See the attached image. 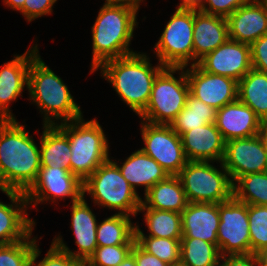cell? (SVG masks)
Here are the masks:
<instances>
[{"label":"cell","instance_id":"obj_1","mask_svg":"<svg viewBox=\"0 0 267 266\" xmlns=\"http://www.w3.org/2000/svg\"><path fill=\"white\" fill-rule=\"evenodd\" d=\"M104 2L91 27L90 74L107 60L138 52L129 47L139 25L137 17L144 0Z\"/></svg>","mask_w":267,"mask_h":266},{"label":"cell","instance_id":"obj_2","mask_svg":"<svg viewBox=\"0 0 267 266\" xmlns=\"http://www.w3.org/2000/svg\"><path fill=\"white\" fill-rule=\"evenodd\" d=\"M17 119L0 120V189L25 193L41 168L40 139ZM38 144V145H37Z\"/></svg>","mask_w":267,"mask_h":266},{"label":"cell","instance_id":"obj_3","mask_svg":"<svg viewBox=\"0 0 267 266\" xmlns=\"http://www.w3.org/2000/svg\"><path fill=\"white\" fill-rule=\"evenodd\" d=\"M147 52H136L103 62L93 73L112 87L120 100L139 116L146 108L156 76L165 68L159 61L154 66ZM153 65V66H152Z\"/></svg>","mask_w":267,"mask_h":266},{"label":"cell","instance_id":"obj_4","mask_svg":"<svg viewBox=\"0 0 267 266\" xmlns=\"http://www.w3.org/2000/svg\"><path fill=\"white\" fill-rule=\"evenodd\" d=\"M66 84L45 63L40 53L31 61L27 99L43 116L42 125H57L84 116Z\"/></svg>","mask_w":267,"mask_h":266},{"label":"cell","instance_id":"obj_5","mask_svg":"<svg viewBox=\"0 0 267 266\" xmlns=\"http://www.w3.org/2000/svg\"><path fill=\"white\" fill-rule=\"evenodd\" d=\"M70 144V172L84 182L110 156V143L97 118L84 116L56 125Z\"/></svg>","mask_w":267,"mask_h":266},{"label":"cell","instance_id":"obj_6","mask_svg":"<svg viewBox=\"0 0 267 266\" xmlns=\"http://www.w3.org/2000/svg\"><path fill=\"white\" fill-rule=\"evenodd\" d=\"M86 194L98 208L135 218L142 203L140 193L135 192L111 158L83 182V197Z\"/></svg>","mask_w":267,"mask_h":266},{"label":"cell","instance_id":"obj_7","mask_svg":"<svg viewBox=\"0 0 267 266\" xmlns=\"http://www.w3.org/2000/svg\"><path fill=\"white\" fill-rule=\"evenodd\" d=\"M188 94L186 67H165L156 76L149 102L138 117L151 124L170 125L185 107Z\"/></svg>","mask_w":267,"mask_h":266},{"label":"cell","instance_id":"obj_8","mask_svg":"<svg viewBox=\"0 0 267 266\" xmlns=\"http://www.w3.org/2000/svg\"><path fill=\"white\" fill-rule=\"evenodd\" d=\"M214 163L188 161L177 175L188 203L219 204L233 196V183L228 171L222 162L217 166Z\"/></svg>","mask_w":267,"mask_h":266},{"label":"cell","instance_id":"obj_9","mask_svg":"<svg viewBox=\"0 0 267 266\" xmlns=\"http://www.w3.org/2000/svg\"><path fill=\"white\" fill-rule=\"evenodd\" d=\"M194 9L176 8L153 46L155 59L165 67L193 65Z\"/></svg>","mask_w":267,"mask_h":266},{"label":"cell","instance_id":"obj_10","mask_svg":"<svg viewBox=\"0 0 267 266\" xmlns=\"http://www.w3.org/2000/svg\"><path fill=\"white\" fill-rule=\"evenodd\" d=\"M24 195L29 209L33 210L39 204L58 205L59 201L68 198L75 203L83 197V182L68 168L41 167L35 182Z\"/></svg>","mask_w":267,"mask_h":266},{"label":"cell","instance_id":"obj_11","mask_svg":"<svg viewBox=\"0 0 267 266\" xmlns=\"http://www.w3.org/2000/svg\"><path fill=\"white\" fill-rule=\"evenodd\" d=\"M140 122L144 146L140 149L156 160L169 176H177L188 162L181 136L170 125Z\"/></svg>","mask_w":267,"mask_h":266},{"label":"cell","instance_id":"obj_12","mask_svg":"<svg viewBox=\"0 0 267 266\" xmlns=\"http://www.w3.org/2000/svg\"><path fill=\"white\" fill-rule=\"evenodd\" d=\"M219 215L217 236L221 256L250 254L248 205L232 196L219 203Z\"/></svg>","mask_w":267,"mask_h":266},{"label":"cell","instance_id":"obj_13","mask_svg":"<svg viewBox=\"0 0 267 266\" xmlns=\"http://www.w3.org/2000/svg\"><path fill=\"white\" fill-rule=\"evenodd\" d=\"M33 42L23 54H14L13 59L0 67V120L17 119L10 105L28 90L30 63L39 54V45Z\"/></svg>","mask_w":267,"mask_h":266},{"label":"cell","instance_id":"obj_14","mask_svg":"<svg viewBox=\"0 0 267 266\" xmlns=\"http://www.w3.org/2000/svg\"><path fill=\"white\" fill-rule=\"evenodd\" d=\"M87 199L82 197L79 201L71 203V223L74 240L77 249H71L63 240L61 232L55 235L52 242L59 248L69 253L74 258L86 262L89 257L94 253L97 245L96 232L99 219L93 212L91 206L87 203Z\"/></svg>","mask_w":267,"mask_h":266},{"label":"cell","instance_id":"obj_15","mask_svg":"<svg viewBox=\"0 0 267 266\" xmlns=\"http://www.w3.org/2000/svg\"><path fill=\"white\" fill-rule=\"evenodd\" d=\"M232 183L239 177L267 172V151L258 135L226 141L222 160Z\"/></svg>","mask_w":267,"mask_h":266},{"label":"cell","instance_id":"obj_16","mask_svg":"<svg viewBox=\"0 0 267 266\" xmlns=\"http://www.w3.org/2000/svg\"><path fill=\"white\" fill-rule=\"evenodd\" d=\"M189 93L216 110L238 99V82L204 71L198 64L186 66Z\"/></svg>","mask_w":267,"mask_h":266},{"label":"cell","instance_id":"obj_17","mask_svg":"<svg viewBox=\"0 0 267 266\" xmlns=\"http://www.w3.org/2000/svg\"><path fill=\"white\" fill-rule=\"evenodd\" d=\"M198 65L208 73L239 82L252 69L250 45L228 39L202 58Z\"/></svg>","mask_w":267,"mask_h":266},{"label":"cell","instance_id":"obj_18","mask_svg":"<svg viewBox=\"0 0 267 266\" xmlns=\"http://www.w3.org/2000/svg\"><path fill=\"white\" fill-rule=\"evenodd\" d=\"M1 191L10 203L0 200V244H12L26 239L34 232L37 223L29 216L24 193L0 189Z\"/></svg>","mask_w":267,"mask_h":266},{"label":"cell","instance_id":"obj_19","mask_svg":"<svg viewBox=\"0 0 267 266\" xmlns=\"http://www.w3.org/2000/svg\"><path fill=\"white\" fill-rule=\"evenodd\" d=\"M226 19L229 39L251 45L267 34V2L247 1Z\"/></svg>","mask_w":267,"mask_h":266},{"label":"cell","instance_id":"obj_20","mask_svg":"<svg viewBox=\"0 0 267 266\" xmlns=\"http://www.w3.org/2000/svg\"><path fill=\"white\" fill-rule=\"evenodd\" d=\"M181 139L188 161L222 162L226 141L215 123L189 130Z\"/></svg>","mask_w":267,"mask_h":266},{"label":"cell","instance_id":"obj_21","mask_svg":"<svg viewBox=\"0 0 267 266\" xmlns=\"http://www.w3.org/2000/svg\"><path fill=\"white\" fill-rule=\"evenodd\" d=\"M261 120L239 99L217 109L215 125L225 141L258 135Z\"/></svg>","mask_w":267,"mask_h":266},{"label":"cell","instance_id":"obj_22","mask_svg":"<svg viewBox=\"0 0 267 266\" xmlns=\"http://www.w3.org/2000/svg\"><path fill=\"white\" fill-rule=\"evenodd\" d=\"M181 216L182 238H199L218 246L219 204L188 203Z\"/></svg>","mask_w":267,"mask_h":266},{"label":"cell","instance_id":"obj_23","mask_svg":"<svg viewBox=\"0 0 267 266\" xmlns=\"http://www.w3.org/2000/svg\"><path fill=\"white\" fill-rule=\"evenodd\" d=\"M228 39V22L225 17L194 9L193 65Z\"/></svg>","mask_w":267,"mask_h":266},{"label":"cell","instance_id":"obj_24","mask_svg":"<svg viewBox=\"0 0 267 266\" xmlns=\"http://www.w3.org/2000/svg\"><path fill=\"white\" fill-rule=\"evenodd\" d=\"M110 158L136 193H138L137 188L142 187L145 195L156 183L169 176L156 160L145 154L140 148L132 152L123 162L120 159L117 162L114 157Z\"/></svg>","mask_w":267,"mask_h":266},{"label":"cell","instance_id":"obj_25","mask_svg":"<svg viewBox=\"0 0 267 266\" xmlns=\"http://www.w3.org/2000/svg\"><path fill=\"white\" fill-rule=\"evenodd\" d=\"M188 204L178 176H168L156 183L142 197L140 208H151L182 213Z\"/></svg>","mask_w":267,"mask_h":266},{"label":"cell","instance_id":"obj_26","mask_svg":"<svg viewBox=\"0 0 267 266\" xmlns=\"http://www.w3.org/2000/svg\"><path fill=\"white\" fill-rule=\"evenodd\" d=\"M43 127V128H42ZM40 132L41 167L68 168L71 150L68 137L56 125H42Z\"/></svg>","mask_w":267,"mask_h":266},{"label":"cell","instance_id":"obj_27","mask_svg":"<svg viewBox=\"0 0 267 266\" xmlns=\"http://www.w3.org/2000/svg\"><path fill=\"white\" fill-rule=\"evenodd\" d=\"M144 213L143 220L148 229V234L140 228L136 222L135 236H152L159 238L181 239L182 238V216L181 213L151 208H139Z\"/></svg>","mask_w":267,"mask_h":266},{"label":"cell","instance_id":"obj_28","mask_svg":"<svg viewBox=\"0 0 267 266\" xmlns=\"http://www.w3.org/2000/svg\"><path fill=\"white\" fill-rule=\"evenodd\" d=\"M238 99L262 121L267 119V73L251 69L238 82Z\"/></svg>","mask_w":267,"mask_h":266},{"label":"cell","instance_id":"obj_29","mask_svg":"<svg viewBox=\"0 0 267 266\" xmlns=\"http://www.w3.org/2000/svg\"><path fill=\"white\" fill-rule=\"evenodd\" d=\"M132 216L111 214L98 221L96 239L98 246L134 245L136 222Z\"/></svg>","mask_w":267,"mask_h":266},{"label":"cell","instance_id":"obj_30","mask_svg":"<svg viewBox=\"0 0 267 266\" xmlns=\"http://www.w3.org/2000/svg\"><path fill=\"white\" fill-rule=\"evenodd\" d=\"M217 110L199 99L187 95L186 105L171 122V128L182 136L185 132L216 122Z\"/></svg>","mask_w":267,"mask_h":266},{"label":"cell","instance_id":"obj_31","mask_svg":"<svg viewBox=\"0 0 267 266\" xmlns=\"http://www.w3.org/2000/svg\"><path fill=\"white\" fill-rule=\"evenodd\" d=\"M221 254L217 245L199 238H181L180 263L182 266H220Z\"/></svg>","mask_w":267,"mask_h":266},{"label":"cell","instance_id":"obj_32","mask_svg":"<svg viewBox=\"0 0 267 266\" xmlns=\"http://www.w3.org/2000/svg\"><path fill=\"white\" fill-rule=\"evenodd\" d=\"M233 196L247 205L267 206V172L239 177L233 183Z\"/></svg>","mask_w":267,"mask_h":266},{"label":"cell","instance_id":"obj_33","mask_svg":"<svg viewBox=\"0 0 267 266\" xmlns=\"http://www.w3.org/2000/svg\"><path fill=\"white\" fill-rule=\"evenodd\" d=\"M180 240L152 236H135L136 243L149 254L170 266L180 263Z\"/></svg>","mask_w":267,"mask_h":266},{"label":"cell","instance_id":"obj_34","mask_svg":"<svg viewBox=\"0 0 267 266\" xmlns=\"http://www.w3.org/2000/svg\"><path fill=\"white\" fill-rule=\"evenodd\" d=\"M31 233L26 239L0 244V266H31L38 236Z\"/></svg>","mask_w":267,"mask_h":266},{"label":"cell","instance_id":"obj_35","mask_svg":"<svg viewBox=\"0 0 267 266\" xmlns=\"http://www.w3.org/2000/svg\"><path fill=\"white\" fill-rule=\"evenodd\" d=\"M251 253L267 247V206L248 205Z\"/></svg>","mask_w":267,"mask_h":266},{"label":"cell","instance_id":"obj_36","mask_svg":"<svg viewBox=\"0 0 267 266\" xmlns=\"http://www.w3.org/2000/svg\"><path fill=\"white\" fill-rule=\"evenodd\" d=\"M134 245L98 246L85 266H116L131 253Z\"/></svg>","mask_w":267,"mask_h":266},{"label":"cell","instance_id":"obj_37","mask_svg":"<svg viewBox=\"0 0 267 266\" xmlns=\"http://www.w3.org/2000/svg\"><path fill=\"white\" fill-rule=\"evenodd\" d=\"M38 242L39 241L36 242L34 248L31 266H85V262L74 258L53 242H51L45 257L39 260L42 250L40 249Z\"/></svg>","mask_w":267,"mask_h":266},{"label":"cell","instance_id":"obj_38","mask_svg":"<svg viewBox=\"0 0 267 266\" xmlns=\"http://www.w3.org/2000/svg\"><path fill=\"white\" fill-rule=\"evenodd\" d=\"M58 0H25L23 7L18 11L25 21L31 23L42 16L53 14V8Z\"/></svg>","mask_w":267,"mask_h":266},{"label":"cell","instance_id":"obj_39","mask_svg":"<svg viewBox=\"0 0 267 266\" xmlns=\"http://www.w3.org/2000/svg\"><path fill=\"white\" fill-rule=\"evenodd\" d=\"M246 2L247 0H206L198 10L205 14L227 18Z\"/></svg>","mask_w":267,"mask_h":266},{"label":"cell","instance_id":"obj_40","mask_svg":"<svg viewBox=\"0 0 267 266\" xmlns=\"http://www.w3.org/2000/svg\"><path fill=\"white\" fill-rule=\"evenodd\" d=\"M250 53L252 68L267 73V34L250 45Z\"/></svg>","mask_w":267,"mask_h":266},{"label":"cell","instance_id":"obj_41","mask_svg":"<svg viewBox=\"0 0 267 266\" xmlns=\"http://www.w3.org/2000/svg\"><path fill=\"white\" fill-rule=\"evenodd\" d=\"M131 254L134 256L137 266H170L155 255L143 250L136 242L131 250Z\"/></svg>","mask_w":267,"mask_h":266},{"label":"cell","instance_id":"obj_42","mask_svg":"<svg viewBox=\"0 0 267 266\" xmlns=\"http://www.w3.org/2000/svg\"><path fill=\"white\" fill-rule=\"evenodd\" d=\"M220 266H259L256 254L225 255L221 257Z\"/></svg>","mask_w":267,"mask_h":266},{"label":"cell","instance_id":"obj_43","mask_svg":"<svg viewBox=\"0 0 267 266\" xmlns=\"http://www.w3.org/2000/svg\"><path fill=\"white\" fill-rule=\"evenodd\" d=\"M206 0H180L176 8H193L199 9Z\"/></svg>","mask_w":267,"mask_h":266},{"label":"cell","instance_id":"obj_44","mask_svg":"<svg viewBox=\"0 0 267 266\" xmlns=\"http://www.w3.org/2000/svg\"><path fill=\"white\" fill-rule=\"evenodd\" d=\"M3 4L5 5L6 8H10V10L12 9V11H19L23 5L25 0H2Z\"/></svg>","mask_w":267,"mask_h":266},{"label":"cell","instance_id":"obj_45","mask_svg":"<svg viewBox=\"0 0 267 266\" xmlns=\"http://www.w3.org/2000/svg\"><path fill=\"white\" fill-rule=\"evenodd\" d=\"M258 136L260 137L263 143V146L265 147V150L267 151V119L261 121Z\"/></svg>","mask_w":267,"mask_h":266},{"label":"cell","instance_id":"obj_46","mask_svg":"<svg viewBox=\"0 0 267 266\" xmlns=\"http://www.w3.org/2000/svg\"><path fill=\"white\" fill-rule=\"evenodd\" d=\"M259 266H267V247L256 253Z\"/></svg>","mask_w":267,"mask_h":266},{"label":"cell","instance_id":"obj_47","mask_svg":"<svg viewBox=\"0 0 267 266\" xmlns=\"http://www.w3.org/2000/svg\"><path fill=\"white\" fill-rule=\"evenodd\" d=\"M116 266H137L134 256L130 253L121 264Z\"/></svg>","mask_w":267,"mask_h":266},{"label":"cell","instance_id":"obj_48","mask_svg":"<svg viewBox=\"0 0 267 266\" xmlns=\"http://www.w3.org/2000/svg\"><path fill=\"white\" fill-rule=\"evenodd\" d=\"M105 1H125V0H105Z\"/></svg>","mask_w":267,"mask_h":266},{"label":"cell","instance_id":"obj_49","mask_svg":"<svg viewBox=\"0 0 267 266\" xmlns=\"http://www.w3.org/2000/svg\"><path fill=\"white\" fill-rule=\"evenodd\" d=\"M259 2H267V0H258Z\"/></svg>","mask_w":267,"mask_h":266}]
</instances>
